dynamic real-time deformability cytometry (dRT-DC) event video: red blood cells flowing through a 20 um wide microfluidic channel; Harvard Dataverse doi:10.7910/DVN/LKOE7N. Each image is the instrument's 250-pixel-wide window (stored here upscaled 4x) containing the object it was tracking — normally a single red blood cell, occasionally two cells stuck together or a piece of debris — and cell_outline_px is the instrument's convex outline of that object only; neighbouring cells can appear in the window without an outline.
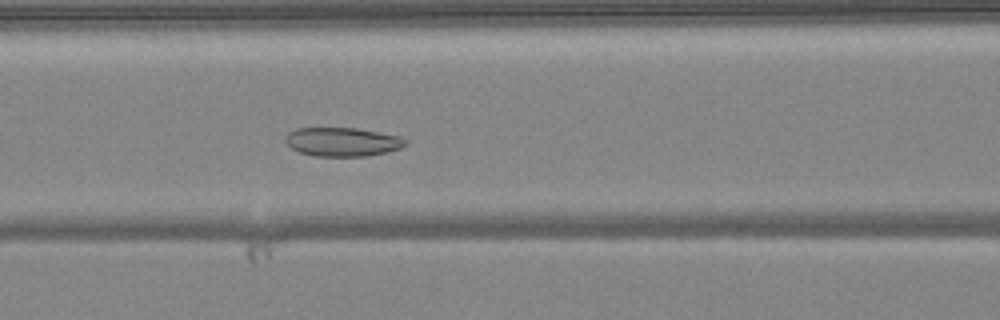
{"species": "common noctule bat (a hibernating species)", "species_latin": "Nyctalus noctula", "temperature_condition": "warm", "stored_images_in_passage": 41, "camera_frame_rate_fps": 3000, "um_per_image_px": 0.085, "animal": {"sex": "female", "body_mass_g": 24.6, "forearm_length_mm": 56.2}, "frame": {"image": 1, "passage_image": 21, "time_ms": 6.667, "image_size_px": [1000, 320], "cell_outline_px": [[408, 144], [400, 148], [388, 152], [368, 156], [316, 156], [300, 152], [292, 148], [284, 140], [284, 136], [288, 132], [296, 128], [356, 128], [400, 136], [408, 140]], "centroid_in_image_um": [29.12, 12.05], "position_along_channel_um": 137.5, "area_um2": 20.29}}
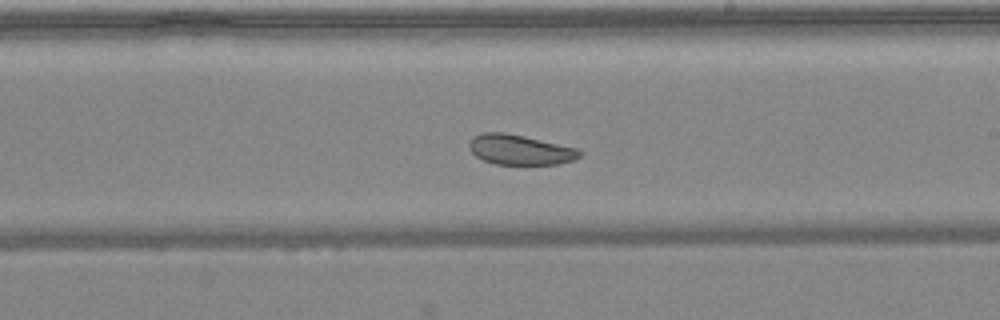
{"frame": {"image": 2, "passage_image": 29, "time_ms": 9.333, "image_size_px": [1000, 320], "cell_outline_px": [[584, 152], [580, 156], [572, 160], [556, 164], [496, 164], [484, 160], [476, 156], [468, 148], [468, 144], [472, 136], [484, 132], [504, 132], [524, 136], [576, 148]], "centroid_in_image_um": [44.16, 12.72], "position_along_channel_um": 244.8, "area_um2": 19.25}}
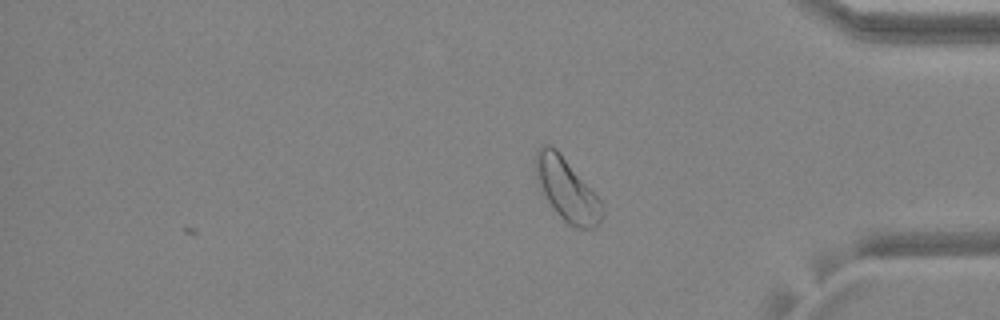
{"frame": {"image": 3, "passage_image": 41, "time_ms": 13.333, "image_size_px": [1000, 320], "cell_outline_px": [[604, 212], [600, 224], [596, 228], [576, 228], [568, 224], [556, 212], [548, 200], [536, 176], [532, 160], [536, 152], [544, 144], [548, 144], [556, 148], [560, 152], [604, 204]], "centroid_in_image_um": [48.2, 16.11], "position_along_channel_um": 387.0, "area_um2": 24.22}}